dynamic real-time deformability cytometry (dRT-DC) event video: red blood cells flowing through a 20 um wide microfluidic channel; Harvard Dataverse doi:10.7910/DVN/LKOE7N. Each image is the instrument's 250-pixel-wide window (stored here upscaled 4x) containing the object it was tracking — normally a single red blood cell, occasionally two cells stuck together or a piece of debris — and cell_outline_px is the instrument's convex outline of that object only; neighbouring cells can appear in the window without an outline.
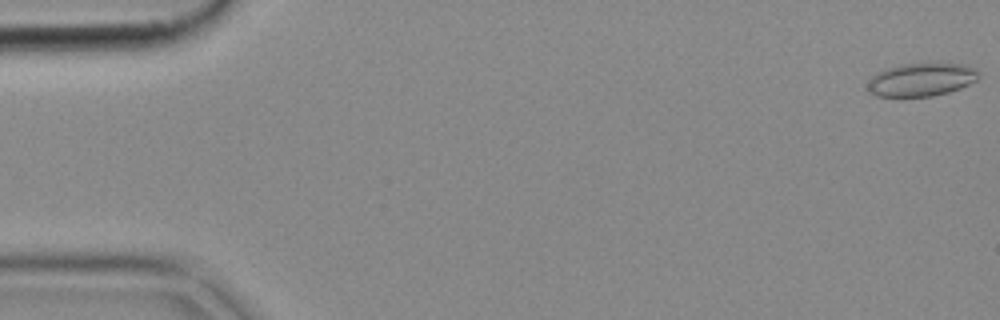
{"species": "common noctule bat (a hibernating species)", "species_latin": "Nyctalus noctula", "temperature_condition": "cold", "stored_images_in_passage": 15, "camera_frame_rate_fps": 3000, "um_per_image_px": 0.085, "animal": {"sex": "female", "body_mass_g": 18.4}, "frame": {"image": 1, "passage_image": 1, "time_ms": 0.0, "image_size_px": [1000, 320], "cell_outline_px": [[980, 76], [976, 80], [960, 88], [948, 92], [932, 96], [900, 100], [876, 96], [868, 88], [868, 84], [872, 76], [888, 68], [900, 64], [928, 60], [964, 64], [976, 68], [980, 72]], "centroid_in_image_um": [78.34, 6.76], "position_along_channel_um": 6.7, "area_um2": 22.83}}